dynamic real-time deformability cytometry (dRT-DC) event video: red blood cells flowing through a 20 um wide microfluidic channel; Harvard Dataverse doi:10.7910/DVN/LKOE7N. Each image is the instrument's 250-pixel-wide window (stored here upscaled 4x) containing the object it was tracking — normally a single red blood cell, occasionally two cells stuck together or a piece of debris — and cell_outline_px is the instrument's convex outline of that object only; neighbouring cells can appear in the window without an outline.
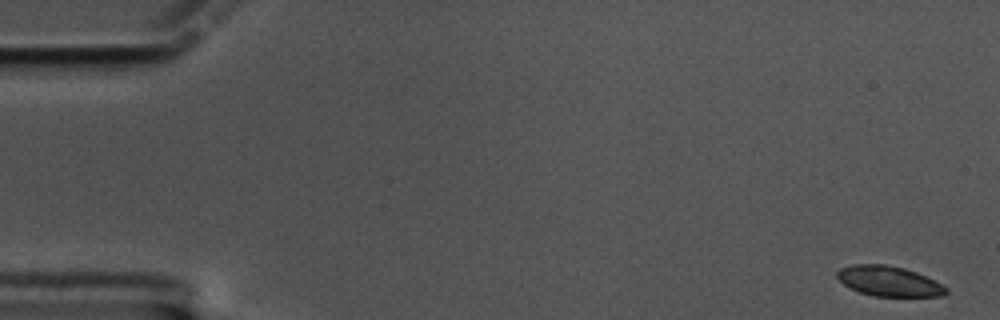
{"species": "common noctule bat (a hibernating species)", "species_latin": "Nyctalus noctula", "temperature_condition": "cold", "stored_images_in_passage": 60, "camera_frame_rate_fps": 3000, "um_per_image_px": 0.085, "animal": {"sex": "male", "body_mass_g": 17.5, "forearm_length_mm": 52.3}, "frame": {"image": 1, "passage_image": 1, "time_ms": 0.0, "image_size_px": [1000, 320], "cell_outline_px": [[948, 292], [944, 296], [872, 296], [860, 292], [844, 284], [836, 276], [836, 272], [840, 268], [852, 264], [884, 264], [904, 268], [916, 272], [948, 288]], "centroid_in_image_um": [75.54, 23.9], "position_along_channel_um": 9.5, "area_um2": 18.96}}
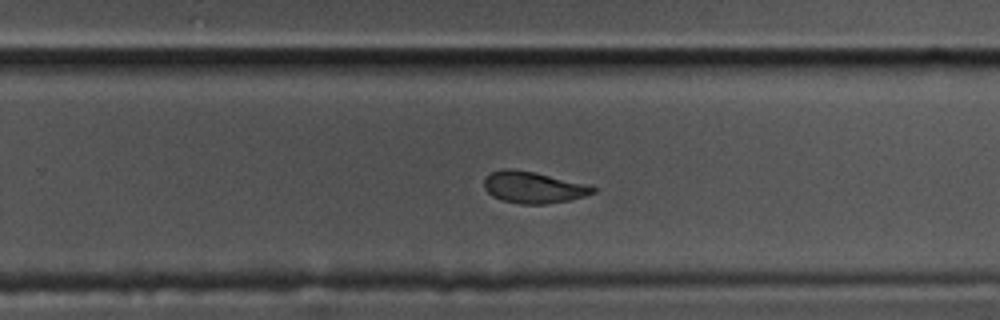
{"frame": {"image": 2, "passage_image": 38, "time_ms": 12.333, "image_size_px": [1000, 320], "cell_outline_px": [[596, 192], [584, 196], [568, 200], [544, 204], [520, 204], [500, 200], [492, 196], [484, 188], [484, 176], [492, 172], [504, 168], [512, 168], [536, 172], [592, 184], [596, 188]], "centroid_in_image_um": [45.35, 15.91], "position_along_channel_um": 284.5, "area_um2": 20.46}}
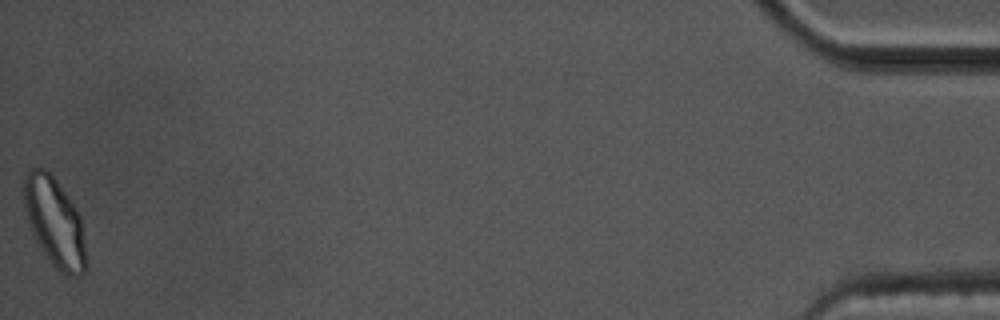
{"frame": {"image": 3, "passage_image": 60, "time_ms": 19.667, "image_size_px": [1000, 320], "cell_outline_px": [[88, 268], [80, 276], [72, 276], [60, 272], [52, 264], [36, 240], [32, 232], [24, 208], [20, 188], [20, 184], [24, 172], [28, 168], [44, 168], [56, 180], [68, 196], [76, 208], [80, 216], [88, 264]], "centroid_in_image_um": [4.61, 18.84], "position_along_channel_um": 430.6, "area_um2": 32.77}, "authors_computed_cell_mechanics": {"area_um2": 20.8658, "velocity_mm_per_s": 3.3162, "shape_relaxation_time_tau1_ms": 4.6055, "shape_relaxation_time_tau2_ms": 2.4703, "deformation_change_tau1": 0.1602, "deformation_change_tau2": 0.0742}}